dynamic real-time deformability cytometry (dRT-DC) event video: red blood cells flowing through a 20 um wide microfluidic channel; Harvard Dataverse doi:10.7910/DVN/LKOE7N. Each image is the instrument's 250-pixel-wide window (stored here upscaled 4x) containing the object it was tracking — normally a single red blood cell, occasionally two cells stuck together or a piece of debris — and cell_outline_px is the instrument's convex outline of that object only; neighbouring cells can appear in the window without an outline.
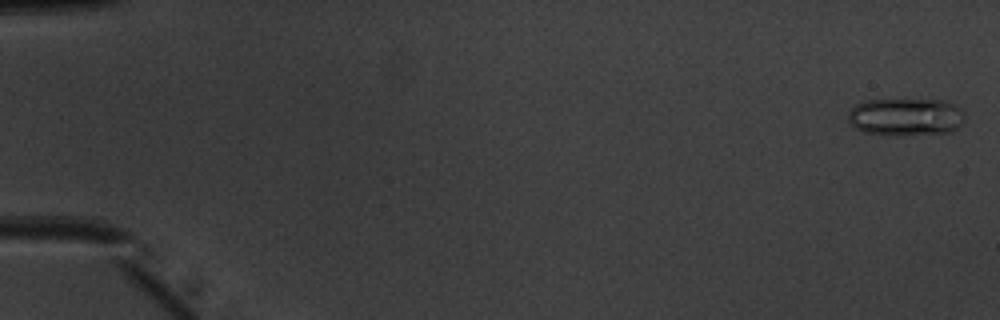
{"species": "common noctule bat (a hibernating species)", "species_latin": "Nyctalus noctula", "temperature_condition": "warm", "stored_images_in_passage": 51, "camera_frame_rate_fps": 3000, "um_per_image_px": 0.085, "animal": {"sex": "male", "body_mass_g": 20.1, "forearm_length_mm": 53.5}, "frame": {"image": 1, "passage_image": 1, "time_ms": 0.0, "image_size_px": [1000, 320], "cell_outline_px": [[964, 120], [956, 128], [948, 132], [904, 136], [892, 136], [860, 132], [848, 120], [848, 112], [856, 104], [864, 100], [900, 96], [944, 100], [956, 104], [964, 112]], "centroid_in_image_um": [76.96, 9.88], "position_along_channel_um": 8.0, "area_um2": 27.11}}
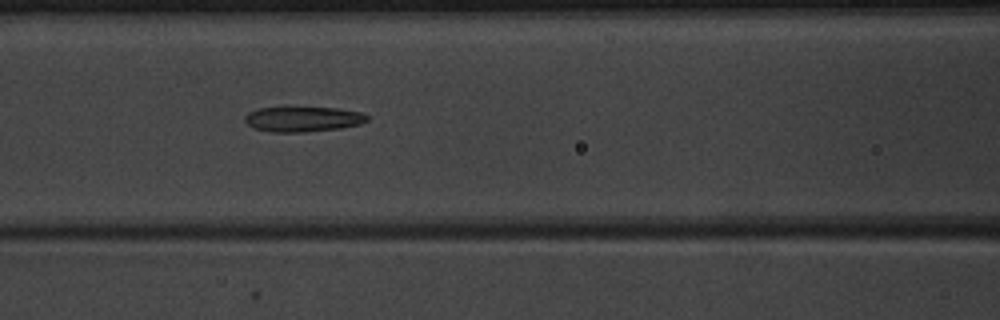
{"frame": {"image": 2, "passage_image": 23, "time_ms": 7.333, "image_size_px": [1000, 320], "cell_outline_px": [[368, 120], [360, 124], [340, 128], [304, 132], [272, 132], [252, 128], [244, 120], [244, 116], [248, 112], [256, 108], [340, 108], [360, 112], [368, 116]], "centroid_in_image_um": [25.72, 10.13], "position_along_channel_um": 140.9, "area_um2": 17.86}}
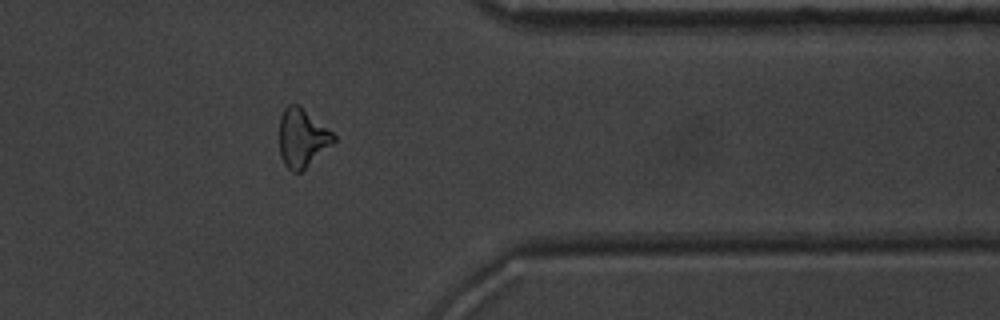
{"frame": {"image": 3, "passage_image": 42, "time_ms": 13.667, "image_size_px": [1000, 320], "cell_outline_px": [[336, 140], [332, 144], [300, 172], [292, 172], [284, 164], [280, 156], [280, 116], [284, 108], [288, 104], [300, 104], [332, 132], [336, 136]], "centroid_in_image_um": [25.67, 11.69], "position_along_channel_um": 385.7, "area_um2": 18.44}, "authors_computed_cell_mechanics": {"area_um2": 18.9584, "velocity_mm_per_s": 4.0179, "shape_relaxation_time_tau1_ms": 6.1691, "shape_relaxation_time_tau2_ms": 2.7911, "deformation_change_tau1": 0.1659, "deformation_change_tau2": 0.1254}}